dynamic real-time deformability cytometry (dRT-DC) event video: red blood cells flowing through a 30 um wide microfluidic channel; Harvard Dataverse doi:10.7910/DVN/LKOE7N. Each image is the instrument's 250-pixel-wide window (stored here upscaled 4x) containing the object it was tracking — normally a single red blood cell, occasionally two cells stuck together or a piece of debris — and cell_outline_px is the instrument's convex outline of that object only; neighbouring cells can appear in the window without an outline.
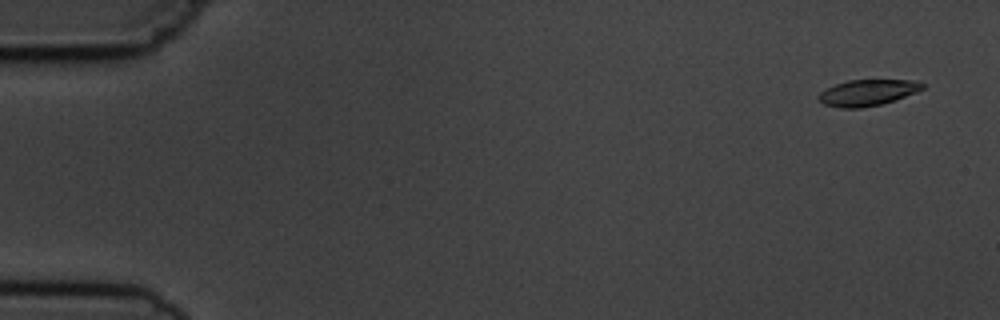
{"species": "common noctule bat (a hibernating species)", "species_latin": "Nyctalus noctula", "temperature_condition": "cold", "stored_images_in_passage": 5, "camera_frame_rate_fps": 3000, "um_per_image_px": 0.085, "animal": {"sex": "male", "body_mass_g": 19.5, "forearm_length_mm": 54.6}, "frame": {"image": 1, "passage_image": 1, "time_ms": 0.0, "image_size_px": [1000, 320], "cell_outline_px": [[924, 88], [916, 92], [880, 104], [860, 108], [840, 108], [824, 104], [816, 96], [820, 92], [836, 84], [848, 80], [916, 80], [924, 84]], "centroid_in_image_um": [73.72, 7.87], "position_along_channel_um": 11.3, "area_um2": 15.61}}
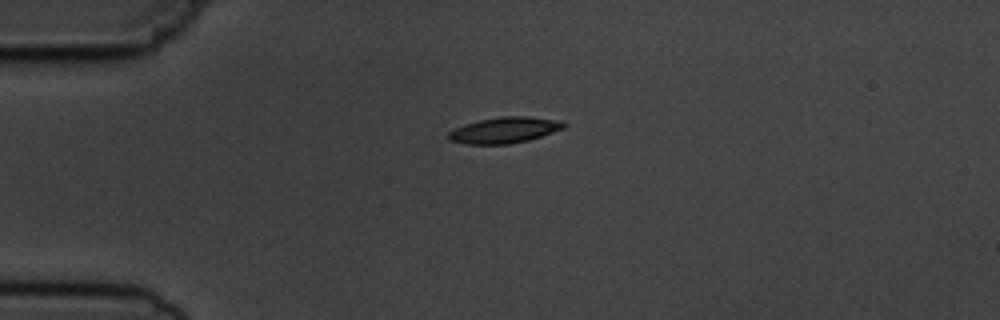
{"frame": {"image": 2, "passage_image": 4, "time_ms": 3.667, "image_size_px": [1000, 320], "cell_outline_px": [[568, 124], [564, 128], [528, 140], [508, 144], [464, 144], [448, 140], [444, 136], [448, 132], [464, 124], [480, 120], [500, 116], [528, 116], [564, 120]], "centroid_in_image_um": [42.87, 11.05], "position_along_channel_um": 42.1, "area_um2": 17.69}}